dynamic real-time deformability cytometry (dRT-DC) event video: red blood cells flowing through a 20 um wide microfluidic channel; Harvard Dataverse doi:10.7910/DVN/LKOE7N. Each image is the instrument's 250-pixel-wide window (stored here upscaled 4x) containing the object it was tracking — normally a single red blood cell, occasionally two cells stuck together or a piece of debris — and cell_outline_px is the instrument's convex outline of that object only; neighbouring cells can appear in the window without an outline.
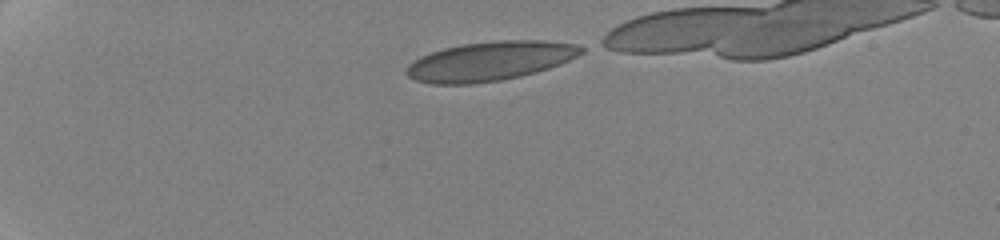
{"species": "human", "species_latin": "Homo sapiens", "temperature_condition": "cold", "stored_images_in_passage": 8, "camera_frame_rate_fps": 3000, "um_per_image_px": 0.085, "donor": {"sex": "female"}, "frame": {"image": 1, "passage_image": 1, "time_ms": 0.0, "image_size_px": [1000, 240], "cell_outline_px": [[584, 52], [560, 64], [536, 72], [520, 76], [500, 80], [472, 84], [432, 84], [416, 80], [408, 76], [404, 72], [408, 64], [420, 56], [444, 48], [464, 44], [496, 40], [544, 40], [576, 44], [584, 48]], "centroid_in_image_um": [41.63, 5.19], "position_along_channel_um": 43.4, "area_um2": 39.88}}